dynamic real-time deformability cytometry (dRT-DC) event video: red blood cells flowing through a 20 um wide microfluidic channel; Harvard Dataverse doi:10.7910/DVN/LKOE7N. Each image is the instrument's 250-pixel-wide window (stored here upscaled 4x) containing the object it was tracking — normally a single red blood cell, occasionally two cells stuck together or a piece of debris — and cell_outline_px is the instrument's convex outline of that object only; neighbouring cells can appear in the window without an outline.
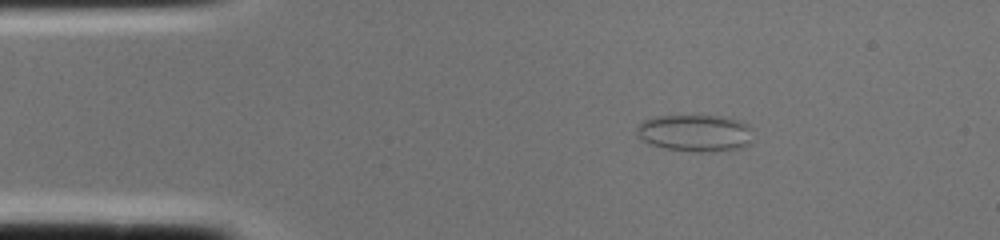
{"species": "common noctule bat (a hibernating species)", "species_latin": "Nyctalus noctula", "temperature_condition": "cold", "stored_images_in_passage": 1, "camera_frame_rate_fps": 3000, "um_per_image_px": 0.085, "animal": {"sex": "female", "body_mass_g": 22.0, "forearm_length_mm": 56.7}, "frame": {"image": 1, "passage_image": 1, "time_ms": 0.0, "image_size_px": [1000, 240], "cell_outline_px": [[752, 128], [748, 144], [740, 148], [712, 152], [696, 152], [664, 148], [640, 140], [636, 132], [636, 128], [644, 120], [656, 116], [720, 116], [744, 120]], "centroid_in_image_um": [59.09, 11.3], "position_along_channel_um": 25.9, "area_um2": 25.2}}